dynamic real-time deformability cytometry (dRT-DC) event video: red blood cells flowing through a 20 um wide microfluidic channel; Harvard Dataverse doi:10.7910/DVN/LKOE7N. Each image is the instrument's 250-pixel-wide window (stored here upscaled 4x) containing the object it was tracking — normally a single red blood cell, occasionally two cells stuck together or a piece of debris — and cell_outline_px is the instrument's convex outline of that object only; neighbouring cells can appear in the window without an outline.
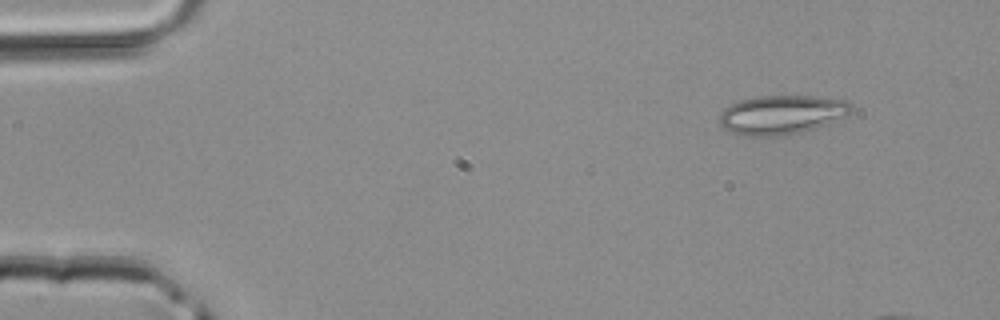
{"species": "common noctule bat (a hibernating species)", "species_latin": "Nyctalus noctula", "temperature_condition": "room temperature", "stored_images_in_passage": 4, "camera_frame_rate_fps": 3000, "um_per_image_px": 0.085, "animal": {"sex": "male", "body_mass_g": 20.4}, "frame": {"image": 1, "passage_image": 1, "time_ms": 0.0, "image_size_px": [1000, 320], "cell_outline_px": [[852, 112], [848, 116], [828, 124], [804, 132], [780, 136], [744, 136], [732, 132], [724, 128], [720, 124], [720, 112], [724, 108], [740, 100], [760, 96], [812, 96], [844, 100], [852, 104]], "centroid_in_image_um": [66.48, 9.76], "position_along_channel_um": 18.5, "area_um2": 30.23}}